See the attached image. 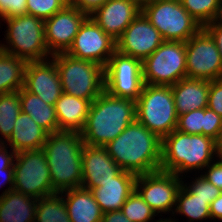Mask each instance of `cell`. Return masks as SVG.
Here are the masks:
<instances>
[{"label": "cell", "instance_id": "cell-23", "mask_svg": "<svg viewBox=\"0 0 222 222\" xmlns=\"http://www.w3.org/2000/svg\"><path fill=\"white\" fill-rule=\"evenodd\" d=\"M90 106V100L63 92L54 105L59 131L80 133L85 126Z\"/></svg>", "mask_w": 222, "mask_h": 222}, {"label": "cell", "instance_id": "cell-19", "mask_svg": "<svg viewBox=\"0 0 222 222\" xmlns=\"http://www.w3.org/2000/svg\"><path fill=\"white\" fill-rule=\"evenodd\" d=\"M121 171L122 169L111 158L105 146L84 144L82 151V187L94 188L100 182L113 180Z\"/></svg>", "mask_w": 222, "mask_h": 222}, {"label": "cell", "instance_id": "cell-29", "mask_svg": "<svg viewBox=\"0 0 222 222\" xmlns=\"http://www.w3.org/2000/svg\"><path fill=\"white\" fill-rule=\"evenodd\" d=\"M21 112L19 92L0 94V134L5 139L0 138V143L6 144L11 137L14 123Z\"/></svg>", "mask_w": 222, "mask_h": 222}, {"label": "cell", "instance_id": "cell-16", "mask_svg": "<svg viewBox=\"0 0 222 222\" xmlns=\"http://www.w3.org/2000/svg\"><path fill=\"white\" fill-rule=\"evenodd\" d=\"M164 42L160 32L141 12L116 41V50L143 61Z\"/></svg>", "mask_w": 222, "mask_h": 222}, {"label": "cell", "instance_id": "cell-7", "mask_svg": "<svg viewBox=\"0 0 222 222\" xmlns=\"http://www.w3.org/2000/svg\"><path fill=\"white\" fill-rule=\"evenodd\" d=\"M136 120L160 139L174 131L178 115L171 86L144 84L136 100Z\"/></svg>", "mask_w": 222, "mask_h": 222}, {"label": "cell", "instance_id": "cell-43", "mask_svg": "<svg viewBox=\"0 0 222 222\" xmlns=\"http://www.w3.org/2000/svg\"><path fill=\"white\" fill-rule=\"evenodd\" d=\"M3 177H4V179H3ZM13 178H14V169H1L0 170V181L3 180V184L9 183V185H10L9 188L5 189V191L0 196H3L6 193H8L9 191L13 190V186H14V179ZM0 184L3 186L2 181L0 182ZM1 185H0V187H1Z\"/></svg>", "mask_w": 222, "mask_h": 222}, {"label": "cell", "instance_id": "cell-6", "mask_svg": "<svg viewBox=\"0 0 222 222\" xmlns=\"http://www.w3.org/2000/svg\"><path fill=\"white\" fill-rule=\"evenodd\" d=\"M3 20L8 25L5 37L8 42L7 45L0 44V50L26 62L52 57L45 43L44 20L29 14Z\"/></svg>", "mask_w": 222, "mask_h": 222}, {"label": "cell", "instance_id": "cell-4", "mask_svg": "<svg viewBox=\"0 0 222 222\" xmlns=\"http://www.w3.org/2000/svg\"><path fill=\"white\" fill-rule=\"evenodd\" d=\"M214 156L215 140L211 137L190 135L175 129L162 139L160 170L182 177L188 171L204 169Z\"/></svg>", "mask_w": 222, "mask_h": 222}, {"label": "cell", "instance_id": "cell-25", "mask_svg": "<svg viewBox=\"0 0 222 222\" xmlns=\"http://www.w3.org/2000/svg\"><path fill=\"white\" fill-rule=\"evenodd\" d=\"M37 201L15 190L0 196V222H35Z\"/></svg>", "mask_w": 222, "mask_h": 222}, {"label": "cell", "instance_id": "cell-5", "mask_svg": "<svg viewBox=\"0 0 222 222\" xmlns=\"http://www.w3.org/2000/svg\"><path fill=\"white\" fill-rule=\"evenodd\" d=\"M58 69L64 93L94 101L105 90L104 67L62 52L51 57Z\"/></svg>", "mask_w": 222, "mask_h": 222}, {"label": "cell", "instance_id": "cell-32", "mask_svg": "<svg viewBox=\"0 0 222 222\" xmlns=\"http://www.w3.org/2000/svg\"><path fill=\"white\" fill-rule=\"evenodd\" d=\"M188 13L202 27L211 23L216 15L220 0H179Z\"/></svg>", "mask_w": 222, "mask_h": 222}, {"label": "cell", "instance_id": "cell-3", "mask_svg": "<svg viewBox=\"0 0 222 222\" xmlns=\"http://www.w3.org/2000/svg\"><path fill=\"white\" fill-rule=\"evenodd\" d=\"M83 146L84 141L79 132L59 131L48 134L42 150L56 193L81 187Z\"/></svg>", "mask_w": 222, "mask_h": 222}, {"label": "cell", "instance_id": "cell-26", "mask_svg": "<svg viewBox=\"0 0 222 222\" xmlns=\"http://www.w3.org/2000/svg\"><path fill=\"white\" fill-rule=\"evenodd\" d=\"M21 112L29 115L48 134L59 132V125L54 105L45 103L24 87L18 90Z\"/></svg>", "mask_w": 222, "mask_h": 222}, {"label": "cell", "instance_id": "cell-24", "mask_svg": "<svg viewBox=\"0 0 222 222\" xmlns=\"http://www.w3.org/2000/svg\"><path fill=\"white\" fill-rule=\"evenodd\" d=\"M11 137L6 141L15 153L26 150L42 149L48 133L32 118L20 112L15 123Z\"/></svg>", "mask_w": 222, "mask_h": 222}, {"label": "cell", "instance_id": "cell-37", "mask_svg": "<svg viewBox=\"0 0 222 222\" xmlns=\"http://www.w3.org/2000/svg\"><path fill=\"white\" fill-rule=\"evenodd\" d=\"M207 107L222 117V78L209 81Z\"/></svg>", "mask_w": 222, "mask_h": 222}, {"label": "cell", "instance_id": "cell-47", "mask_svg": "<svg viewBox=\"0 0 222 222\" xmlns=\"http://www.w3.org/2000/svg\"><path fill=\"white\" fill-rule=\"evenodd\" d=\"M215 153L218 159H222V127L217 139L215 140Z\"/></svg>", "mask_w": 222, "mask_h": 222}, {"label": "cell", "instance_id": "cell-27", "mask_svg": "<svg viewBox=\"0 0 222 222\" xmlns=\"http://www.w3.org/2000/svg\"><path fill=\"white\" fill-rule=\"evenodd\" d=\"M27 62L0 50V94L15 92L24 86Z\"/></svg>", "mask_w": 222, "mask_h": 222}, {"label": "cell", "instance_id": "cell-9", "mask_svg": "<svg viewBox=\"0 0 222 222\" xmlns=\"http://www.w3.org/2000/svg\"><path fill=\"white\" fill-rule=\"evenodd\" d=\"M144 84L173 86L187 78L185 42L164 41L142 61Z\"/></svg>", "mask_w": 222, "mask_h": 222}, {"label": "cell", "instance_id": "cell-31", "mask_svg": "<svg viewBox=\"0 0 222 222\" xmlns=\"http://www.w3.org/2000/svg\"><path fill=\"white\" fill-rule=\"evenodd\" d=\"M121 211L132 222H149L156 216L155 211L136 190L127 198Z\"/></svg>", "mask_w": 222, "mask_h": 222}, {"label": "cell", "instance_id": "cell-40", "mask_svg": "<svg viewBox=\"0 0 222 222\" xmlns=\"http://www.w3.org/2000/svg\"><path fill=\"white\" fill-rule=\"evenodd\" d=\"M108 0H68V4L90 15Z\"/></svg>", "mask_w": 222, "mask_h": 222}, {"label": "cell", "instance_id": "cell-13", "mask_svg": "<svg viewBox=\"0 0 222 222\" xmlns=\"http://www.w3.org/2000/svg\"><path fill=\"white\" fill-rule=\"evenodd\" d=\"M182 184V178L176 174L158 170L137 175L135 190L157 215L170 211L175 214L174 205L176 206L177 194Z\"/></svg>", "mask_w": 222, "mask_h": 222}, {"label": "cell", "instance_id": "cell-1", "mask_svg": "<svg viewBox=\"0 0 222 222\" xmlns=\"http://www.w3.org/2000/svg\"><path fill=\"white\" fill-rule=\"evenodd\" d=\"M161 145L162 139L135 120L105 147L122 170L141 175L160 170Z\"/></svg>", "mask_w": 222, "mask_h": 222}, {"label": "cell", "instance_id": "cell-30", "mask_svg": "<svg viewBox=\"0 0 222 222\" xmlns=\"http://www.w3.org/2000/svg\"><path fill=\"white\" fill-rule=\"evenodd\" d=\"M35 222H71L61 193L38 199Z\"/></svg>", "mask_w": 222, "mask_h": 222}, {"label": "cell", "instance_id": "cell-39", "mask_svg": "<svg viewBox=\"0 0 222 222\" xmlns=\"http://www.w3.org/2000/svg\"><path fill=\"white\" fill-rule=\"evenodd\" d=\"M205 169L207 172L203 175L207 181L222 190V159H217L216 163L208 164Z\"/></svg>", "mask_w": 222, "mask_h": 222}, {"label": "cell", "instance_id": "cell-20", "mask_svg": "<svg viewBox=\"0 0 222 222\" xmlns=\"http://www.w3.org/2000/svg\"><path fill=\"white\" fill-rule=\"evenodd\" d=\"M136 178L137 175L122 170L113 180L100 182L90 190L103 212L118 211L135 190Z\"/></svg>", "mask_w": 222, "mask_h": 222}, {"label": "cell", "instance_id": "cell-28", "mask_svg": "<svg viewBox=\"0 0 222 222\" xmlns=\"http://www.w3.org/2000/svg\"><path fill=\"white\" fill-rule=\"evenodd\" d=\"M175 207L174 212L185 215L189 222L211 218L209 201L193 195L184 184L178 191Z\"/></svg>", "mask_w": 222, "mask_h": 222}, {"label": "cell", "instance_id": "cell-11", "mask_svg": "<svg viewBox=\"0 0 222 222\" xmlns=\"http://www.w3.org/2000/svg\"><path fill=\"white\" fill-rule=\"evenodd\" d=\"M104 79L111 96L136 101L144 86L142 61L116 50L104 67Z\"/></svg>", "mask_w": 222, "mask_h": 222}, {"label": "cell", "instance_id": "cell-46", "mask_svg": "<svg viewBox=\"0 0 222 222\" xmlns=\"http://www.w3.org/2000/svg\"><path fill=\"white\" fill-rule=\"evenodd\" d=\"M206 25H219L222 26V0H220L216 15L211 23Z\"/></svg>", "mask_w": 222, "mask_h": 222}, {"label": "cell", "instance_id": "cell-12", "mask_svg": "<svg viewBox=\"0 0 222 222\" xmlns=\"http://www.w3.org/2000/svg\"><path fill=\"white\" fill-rule=\"evenodd\" d=\"M187 78L213 81L222 78V59L215 41L202 28L185 42Z\"/></svg>", "mask_w": 222, "mask_h": 222}, {"label": "cell", "instance_id": "cell-15", "mask_svg": "<svg viewBox=\"0 0 222 222\" xmlns=\"http://www.w3.org/2000/svg\"><path fill=\"white\" fill-rule=\"evenodd\" d=\"M88 17L87 13L67 4L51 18L44 20L45 43L49 52L52 55L66 52Z\"/></svg>", "mask_w": 222, "mask_h": 222}, {"label": "cell", "instance_id": "cell-35", "mask_svg": "<svg viewBox=\"0 0 222 222\" xmlns=\"http://www.w3.org/2000/svg\"><path fill=\"white\" fill-rule=\"evenodd\" d=\"M183 184L193 195L209 201V205L222 193V190L211 184L202 175L198 178L196 177L189 186L184 181Z\"/></svg>", "mask_w": 222, "mask_h": 222}, {"label": "cell", "instance_id": "cell-38", "mask_svg": "<svg viewBox=\"0 0 222 222\" xmlns=\"http://www.w3.org/2000/svg\"><path fill=\"white\" fill-rule=\"evenodd\" d=\"M221 127L222 117L208 107L205 108V128H203V135L216 140Z\"/></svg>", "mask_w": 222, "mask_h": 222}, {"label": "cell", "instance_id": "cell-17", "mask_svg": "<svg viewBox=\"0 0 222 222\" xmlns=\"http://www.w3.org/2000/svg\"><path fill=\"white\" fill-rule=\"evenodd\" d=\"M45 103L55 105L63 93L61 78L53 60L27 62L24 86Z\"/></svg>", "mask_w": 222, "mask_h": 222}, {"label": "cell", "instance_id": "cell-2", "mask_svg": "<svg viewBox=\"0 0 222 222\" xmlns=\"http://www.w3.org/2000/svg\"><path fill=\"white\" fill-rule=\"evenodd\" d=\"M136 120V101L111 96L105 90L91 102L84 128V144L106 146Z\"/></svg>", "mask_w": 222, "mask_h": 222}, {"label": "cell", "instance_id": "cell-21", "mask_svg": "<svg viewBox=\"0 0 222 222\" xmlns=\"http://www.w3.org/2000/svg\"><path fill=\"white\" fill-rule=\"evenodd\" d=\"M177 115L208 106L209 81L184 78L171 86Z\"/></svg>", "mask_w": 222, "mask_h": 222}, {"label": "cell", "instance_id": "cell-48", "mask_svg": "<svg viewBox=\"0 0 222 222\" xmlns=\"http://www.w3.org/2000/svg\"><path fill=\"white\" fill-rule=\"evenodd\" d=\"M133 1L137 2L140 6H142V5H144L148 2H151L153 0H133Z\"/></svg>", "mask_w": 222, "mask_h": 222}, {"label": "cell", "instance_id": "cell-10", "mask_svg": "<svg viewBox=\"0 0 222 222\" xmlns=\"http://www.w3.org/2000/svg\"><path fill=\"white\" fill-rule=\"evenodd\" d=\"M13 168V190L36 199L56 193L53 190L50 169L42 149L16 152Z\"/></svg>", "mask_w": 222, "mask_h": 222}, {"label": "cell", "instance_id": "cell-33", "mask_svg": "<svg viewBox=\"0 0 222 222\" xmlns=\"http://www.w3.org/2000/svg\"><path fill=\"white\" fill-rule=\"evenodd\" d=\"M203 128H205V108L189 111L178 116L176 130L180 132L190 135H203Z\"/></svg>", "mask_w": 222, "mask_h": 222}, {"label": "cell", "instance_id": "cell-22", "mask_svg": "<svg viewBox=\"0 0 222 222\" xmlns=\"http://www.w3.org/2000/svg\"><path fill=\"white\" fill-rule=\"evenodd\" d=\"M60 193L67 197L63 200L71 222H101L104 212L90 189L81 186Z\"/></svg>", "mask_w": 222, "mask_h": 222}, {"label": "cell", "instance_id": "cell-18", "mask_svg": "<svg viewBox=\"0 0 222 222\" xmlns=\"http://www.w3.org/2000/svg\"><path fill=\"white\" fill-rule=\"evenodd\" d=\"M141 13V6L133 0H108L89 16L113 40Z\"/></svg>", "mask_w": 222, "mask_h": 222}, {"label": "cell", "instance_id": "cell-34", "mask_svg": "<svg viewBox=\"0 0 222 222\" xmlns=\"http://www.w3.org/2000/svg\"><path fill=\"white\" fill-rule=\"evenodd\" d=\"M67 4L68 0H27V14L46 20Z\"/></svg>", "mask_w": 222, "mask_h": 222}, {"label": "cell", "instance_id": "cell-8", "mask_svg": "<svg viewBox=\"0 0 222 222\" xmlns=\"http://www.w3.org/2000/svg\"><path fill=\"white\" fill-rule=\"evenodd\" d=\"M141 12L164 41L186 42L203 28L179 0H153L142 5Z\"/></svg>", "mask_w": 222, "mask_h": 222}, {"label": "cell", "instance_id": "cell-42", "mask_svg": "<svg viewBox=\"0 0 222 222\" xmlns=\"http://www.w3.org/2000/svg\"><path fill=\"white\" fill-rule=\"evenodd\" d=\"M203 28L209 33V35L215 41L216 46L220 52L221 59H222V26L205 25Z\"/></svg>", "mask_w": 222, "mask_h": 222}, {"label": "cell", "instance_id": "cell-14", "mask_svg": "<svg viewBox=\"0 0 222 222\" xmlns=\"http://www.w3.org/2000/svg\"><path fill=\"white\" fill-rule=\"evenodd\" d=\"M115 51L116 41L89 16L81 25L72 45L65 53L105 67Z\"/></svg>", "mask_w": 222, "mask_h": 222}, {"label": "cell", "instance_id": "cell-44", "mask_svg": "<svg viewBox=\"0 0 222 222\" xmlns=\"http://www.w3.org/2000/svg\"><path fill=\"white\" fill-rule=\"evenodd\" d=\"M101 222H132L130 221L121 210L104 212Z\"/></svg>", "mask_w": 222, "mask_h": 222}, {"label": "cell", "instance_id": "cell-49", "mask_svg": "<svg viewBox=\"0 0 222 222\" xmlns=\"http://www.w3.org/2000/svg\"><path fill=\"white\" fill-rule=\"evenodd\" d=\"M157 222H176V221H173L172 218L171 219H163L161 218L160 220H157Z\"/></svg>", "mask_w": 222, "mask_h": 222}, {"label": "cell", "instance_id": "cell-41", "mask_svg": "<svg viewBox=\"0 0 222 222\" xmlns=\"http://www.w3.org/2000/svg\"><path fill=\"white\" fill-rule=\"evenodd\" d=\"M6 145L4 143H0V170L1 169H14L13 163L15 158V152L12 150L10 153H8V150L6 148Z\"/></svg>", "mask_w": 222, "mask_h": 222}, {"label": "cell", "instance_id": "cell-45", "mask_svg": "<svg viewBox=\"0 0 222 222\" xmlns=\"http://www.w3.org/2000/svg\"><path fill=\"white\" fill-rule=\"evenodd\" d=\"M211 219L222 220V193L210 204Z\"/></svg>", "mask_w": 222, "mask_h": 222}, {"label": "cell", "instance_id": "cell-36", "mask_svg": "<svg viewBox=\"0 0 222 222\" xmlns=\"http://www.w3.org/2000/svg\"><path fill=\"white\" fill-rule=\"evenodd\" d=\"M27 14V0H0V18Z\"/></svg>", "mask_w": 222, "mask_h": 222}]
</instances>
